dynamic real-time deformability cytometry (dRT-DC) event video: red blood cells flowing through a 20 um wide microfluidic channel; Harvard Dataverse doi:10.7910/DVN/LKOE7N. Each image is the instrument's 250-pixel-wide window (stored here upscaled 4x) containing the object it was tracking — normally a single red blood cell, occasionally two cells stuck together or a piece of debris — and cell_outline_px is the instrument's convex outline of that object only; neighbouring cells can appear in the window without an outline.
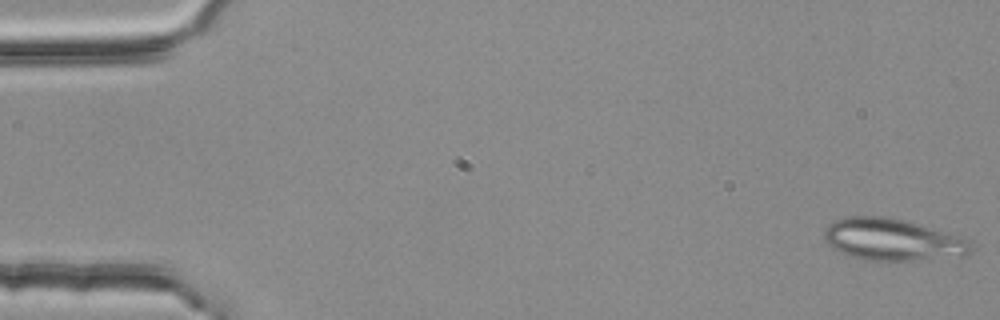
{"species": "common noctule bat (a hibernating species)", "species_latin": "Nyctalus noctula", "temperature_condition": "room temperature", "stored_images_in_passage": 54, "camera_frame_rate_fps": 3000, "um_per_image_px": 0.085, "animal": {"sex": "female", "body_mass_g": 25.1}, "frame": {"image": 1, "passage_image": 1, "time_ms": 0.0, "image_size_px": [1000, 320], "cell_outline_px": [[972, 252], [968, 256], [916, 260], [864, 260], [840, 252], [832, 248], [824, 240], [824, 228], [828, 224], [836, 220], [848, 216], [888, 216], [904, 220], [972, 240]], "centroid_in_image_um": [75.87, 20.37], "position_along_channel_um": 9.1, "area_um2": 36.01}}
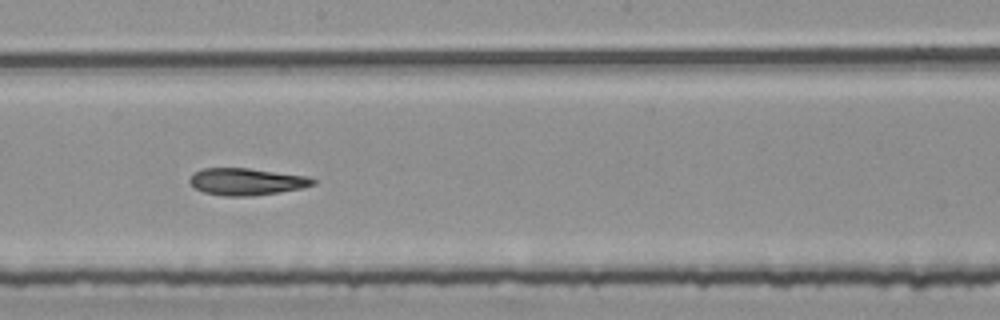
{"frame": {"image": 2, "passage_image": 30, "time_ms": 9.667, "image_size_px": [1000, 320], "cell_outline_px": [[316, 184], [304, 188], [280, 192], [252, 196], [224, 196], [204, 192], [196, 188], [188, 180], [192, 172], [200, 168], [248, 168], [308, 176], [316, 180]], "centroid_in_image_um": [20.96, 15.43], "position_along_channel_um": 227.2, "area_um2": 19.59}}
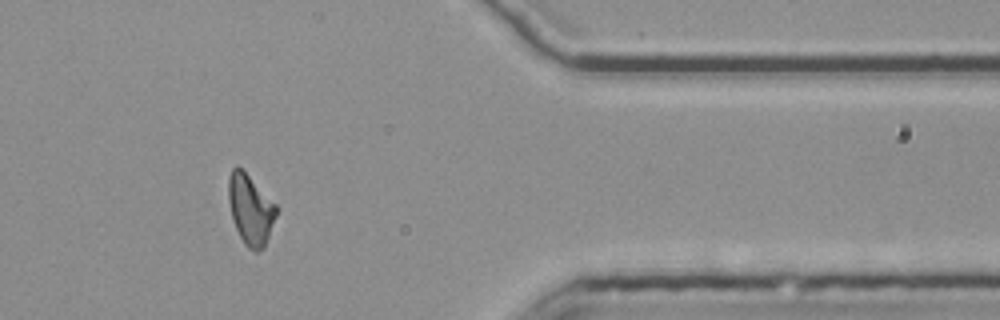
{"frame": {"image": 3, "passage_image": 45, "time_ms": 14.667, "image_size_px": [1000, 320], "cell_outline_px": [[280, 208], [264, 248], [260, 252], [256, 252], [248, 248], [244, 244], [236, 228], [232, 216], [228, 200], [228, 176], [232, 168], [236, 164]], "centroid_in_image_um": [21.31, 17.84], "position_along_channel_um": 390.1, "area_um2": 19.59}}